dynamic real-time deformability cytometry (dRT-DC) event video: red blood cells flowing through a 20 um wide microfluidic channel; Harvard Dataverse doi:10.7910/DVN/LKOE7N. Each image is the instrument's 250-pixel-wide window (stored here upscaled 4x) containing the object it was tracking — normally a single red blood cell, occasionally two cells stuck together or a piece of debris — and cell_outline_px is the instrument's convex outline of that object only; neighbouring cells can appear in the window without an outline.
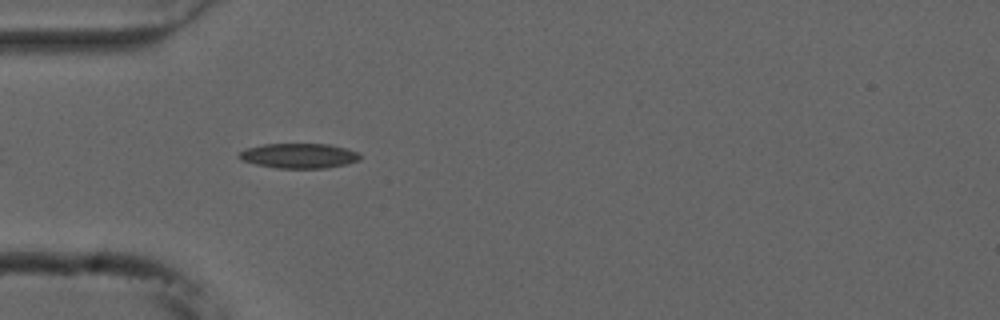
{"species": "common noctule bat (a hibernating species)", "species_latin": "Nyctalus noctula", "temperature_condition": "cold", "stored_images_in_passage": 39, "camera_frame_rate_fps": 3000, "um_per_image_px": 0.085, "animal": {"sex": "male", "forearm_length_mm": 52.5}, "frame": {"image": 1, "passage_image": 1, "time_ms": 0.0, "image_size_px": [1000, 320], "cell_outline_px": [[360, 160], [328, 168], [276, 168], [256, 164], [244, 160], [236, 156], [244, 148], [264, 144], [328, 144], [360, 152]], "centroid_in_image_um": [25.4, 13.24], "position_along_channel_um": 59.6, "area_um2": 17.51}}
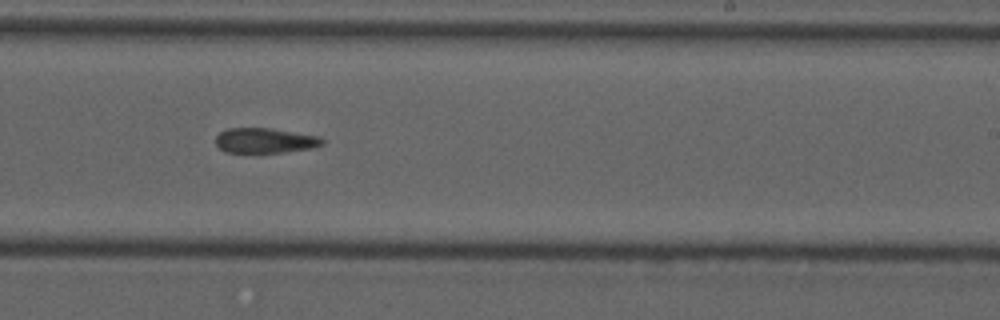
{"frame": {"image": 2, "passage_image": 18, "time_ms": 5.667, "image_size_px": [1000, 320], "cell_outline_px": [[324, 144], [312, 148], [284, 152], [224, 152], [216, 144], [216, 136], [220, 132], [228, 128], [272, 128], [320, 136], [324, 140]], "centroid_in_image_um": [22.54, 11.94], "position_along_channel_um": 266.5, "area_um2": 15.61}}
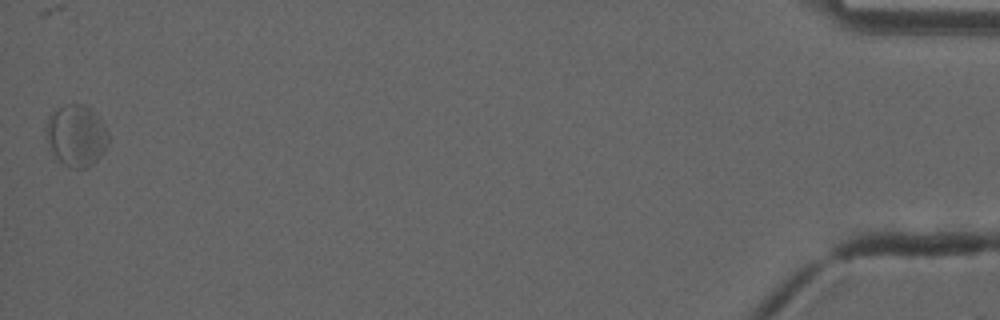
{"frame": {"image": 3, "passage_image": 39, "time_ms": 12.667, "image_size_px": [1000, 320], "cell_outline_px": [[108, 144], [100, 156], [92, 164], [84, 168], [68, 168], [56, 156], [48, 144], [44, 136], [44, 128], [48, 116], [56, 108], [64, 104], [84, 104], [104, 124], [108, 132]], "centroid_in_image_um": [6.44, 11.51], "position_along_channel_um": 428.8, "area_um2": 22.37}}